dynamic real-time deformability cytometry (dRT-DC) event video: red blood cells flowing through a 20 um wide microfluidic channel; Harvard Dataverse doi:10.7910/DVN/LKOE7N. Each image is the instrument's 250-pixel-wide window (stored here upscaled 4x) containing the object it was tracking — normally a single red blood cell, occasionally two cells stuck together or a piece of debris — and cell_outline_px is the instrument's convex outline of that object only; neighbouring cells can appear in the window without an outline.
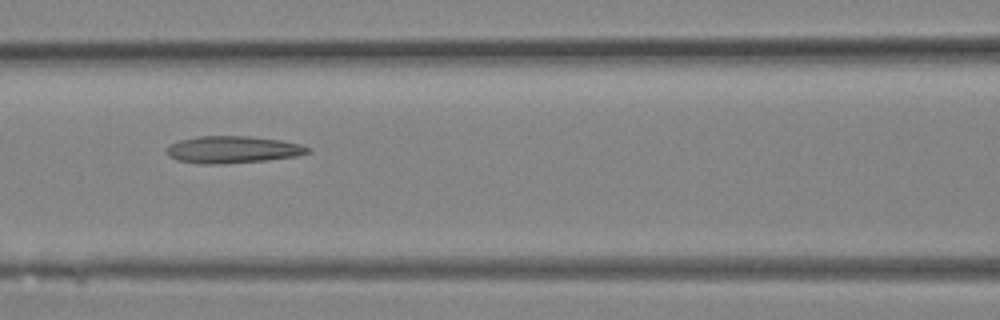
{"species": "Egyptian fruit bat (a non-hibernating species)", "species_latin": "Rousettus aegyptiacus", "temperature_condition": "room temperature", "stored_images_in_passage": 18, "camera_frame_rate_fps": 3000, "um_per_image_px": 0.085, "animal": {"sex": "female"}, "frame": {"image": 1, "passage_image": 13, "time_ms": 4.0, "image_size_px": [1000, 320], "cell_outline_px": [[312, 148], [308, 152], [296, 156], [264, 160], [224, 164], [200, 164], [176, 160], [168, 156], [168, 148], [172, 144], [180, 140], [200, 136], [248, 136], [280, 140], [300, 144]], "centroid_in_image_um": [19.78, 12.72], "position_along_channel_um": 146.8, "area_um2": 22.08}}
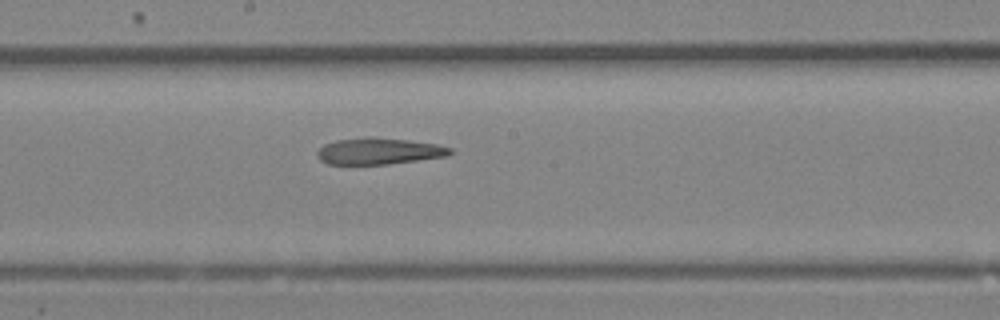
{"frame": {"image": 2, "passage_image": 16, "time_ms": 5.0, "image_size_px": [1000, 320], "cell_outline_px": [[452, 152], [448, 156], [388, 164], [328, 164], [320, 160], [316, 156], [316, 152], [324, 144], [336, 140], [368, 136], [372, 136], [408, 140], [436, 144], [452, 148]], "centroid_in_image_um": [32.18, 12.84], "position_along_channel_um": 216.0, "area_um2": 20.63}}
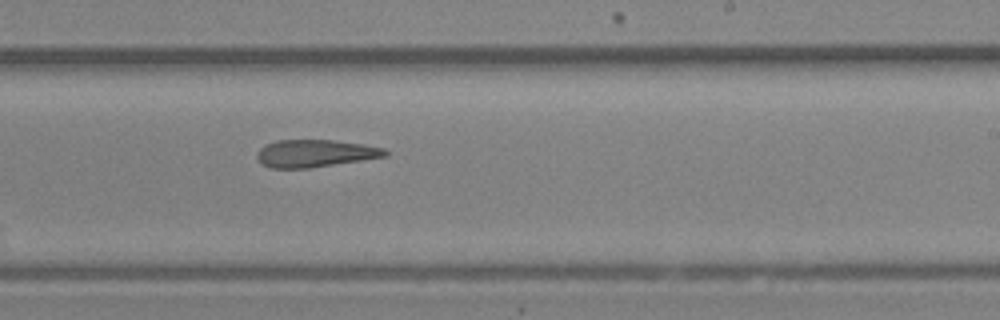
{"frame": {"image": 3, "passage_image": 18, "time_ms": 5.667, "image_size_px": [1000, 320], "cell_outline_px": [[388, 156], [308, 168], [268, 168], [260, 164], [256, 156], [256, 152], [264, 144], [276, 140], [332, 140], [364, 144], [384, 148], [388, 152]], "centroid_in_image_um": [26.73, 13.03], "position_along_channel_um": 262.3, "area_um2": 20.63}}